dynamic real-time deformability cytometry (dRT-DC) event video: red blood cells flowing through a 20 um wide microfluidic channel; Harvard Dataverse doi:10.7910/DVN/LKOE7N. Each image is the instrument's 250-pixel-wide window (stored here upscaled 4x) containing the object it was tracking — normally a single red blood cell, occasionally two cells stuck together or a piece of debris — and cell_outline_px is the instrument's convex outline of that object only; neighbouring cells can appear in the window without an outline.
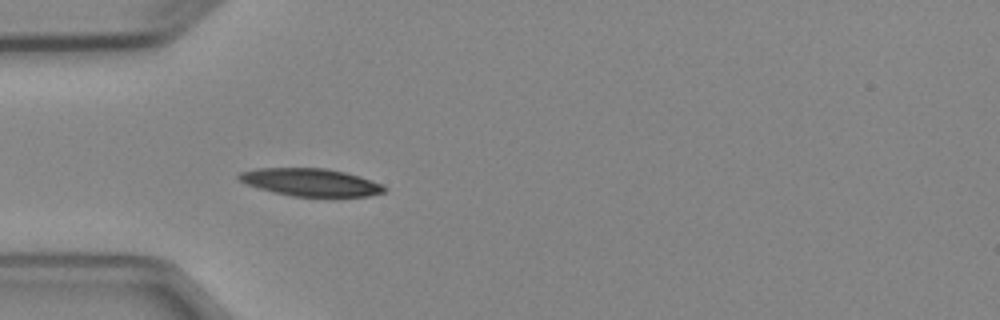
{"species": "Egyptian fruit bat (a non-hibernating species)", "species_latin": "Rousettus aegyptiacus", "temperature_condition": "cold", "stored_images_in_passage": 4, "camera_frame_rate_fps": 3000, "um_per_image_px": 0.085, "animal": {"sex": "female"}, "frame": {"image": 1, "passage_image": 4, "time_ms": 4.333, "image_size_px": [1000, 320], "cell_outline_px": [[388, 188], [384, 192], [368, 196], [292, 196], [272, 192], [244, 184], [236, 176], [240, 172], [256, 168], [324, 168], [344, 172], [360, 176], [380, 184]], "centroid_in_image_um": [26.35, 15.49], "position_along_channel_um": 58.6, "area_um2": 23.35}}